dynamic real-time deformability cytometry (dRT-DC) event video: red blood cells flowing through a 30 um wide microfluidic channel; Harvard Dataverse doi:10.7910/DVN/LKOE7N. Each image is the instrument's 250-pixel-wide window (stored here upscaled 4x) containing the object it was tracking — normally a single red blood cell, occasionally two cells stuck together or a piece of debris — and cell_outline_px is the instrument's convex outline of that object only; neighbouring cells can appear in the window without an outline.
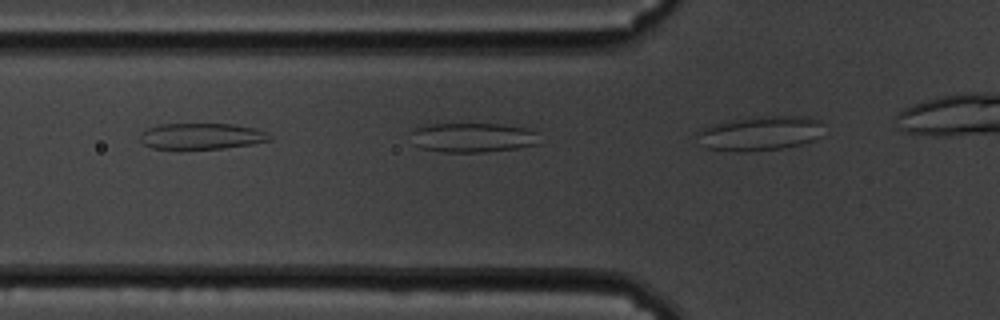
{"species": "common noctule bat (a hibernating species)", "species_latin": "Nyctalus noctula", "temperature_condition": "cold", "stored_images_in_passage": 4, "camera_frame_rate_fps": 3000, "um_per_image_px": 0.085, "animal": {"sex": "male", "body_mass_g": 19.5, "forearm_length_mm": 54.6}, "frame": {"image": 1, "passage_image": 4, "time_ms": 1.0, "image_size_px": [1000, 320], "cell_outline_px": [[540, 144], [520, 148], [484, 152], [444, 152], [420, 148], [416, 144], [412, 132], [412, 128], [424, 124], [500, 124], [528, 128], [536, 132]], "centroid_in_image_um": [40.22, 11.69], "position_along_channel_um": 85.6, "area_um2": 22.25}}